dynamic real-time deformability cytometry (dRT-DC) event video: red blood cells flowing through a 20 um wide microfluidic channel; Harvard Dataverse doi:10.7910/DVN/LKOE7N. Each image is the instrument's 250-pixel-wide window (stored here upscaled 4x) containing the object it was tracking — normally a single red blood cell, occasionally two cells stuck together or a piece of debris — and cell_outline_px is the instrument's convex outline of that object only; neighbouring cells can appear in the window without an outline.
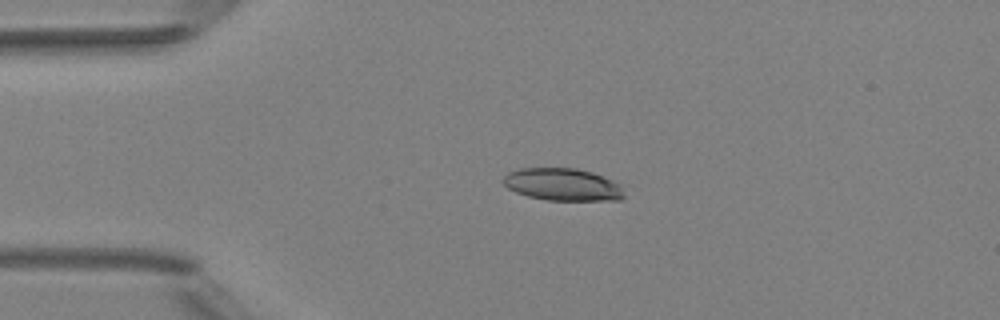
{"species": "Egyptian fruit bat (a non-hibernating species)", "species_latin": "Rousettus aegyptiacus", "temperature_condition": "room temperature", "stored_images_in_passage": 3, "camera_frame_rate_fps": 3000, "um_per_image_px": 0.085, "animal": {"sex": "female"}, "frame": {"image": 1, "passage_image": 2, "time_ms": 2.333, "image_size_px": [1000, 320], "cell_outline_px": [[624, 196], [620, 200], [548, 200], [528, 196], [516, 192], [508, 188], [504, 184], [504, 176], [508, 172], [520, 168], [576, 168], [592, 172], [612, 180], [620, 184]], "centroid_in_image_um": [47.83, 15.68], "position_along_channel_um": 37.2, "area_um2": 22.72}}